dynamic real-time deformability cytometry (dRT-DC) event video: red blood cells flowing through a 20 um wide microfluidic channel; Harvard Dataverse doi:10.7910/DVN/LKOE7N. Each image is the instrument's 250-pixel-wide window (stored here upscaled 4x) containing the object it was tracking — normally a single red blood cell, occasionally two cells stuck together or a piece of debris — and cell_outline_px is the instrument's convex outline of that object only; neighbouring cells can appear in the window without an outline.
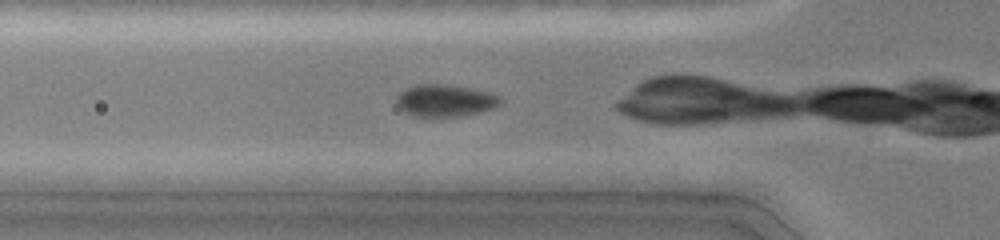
{"species": "common noctule bat (a hibernating species)", "species_latin": "Nyctalus noctula", "temperature_condition": "cold", "stored_images_in_passage": 7, "camera_frame_rate_fps": 3000, "um_per_image_px": 0.085, "animal": {"sex": "female", "body_mass_g": 19.0, "forearm_length_mm": 51.5}, "frame": {"image": 1, "passage_image": 6, "time_ms": 1.667, "image_size_px": [1000, 240], "cell_outline_px": [[504, 100], [500, 104], [492, 108], [480, 112], [456, 116], [412, 116], [404, 112], [396, 104], [396, 96], [400, 92], [416, 84], [448, 84], [472, 88], [492, 92], [500, 96]], "centroid_in_image_um": [37.85, 8.53], "position_along_channel_um": 87.9, "area_um2": 19.59}}